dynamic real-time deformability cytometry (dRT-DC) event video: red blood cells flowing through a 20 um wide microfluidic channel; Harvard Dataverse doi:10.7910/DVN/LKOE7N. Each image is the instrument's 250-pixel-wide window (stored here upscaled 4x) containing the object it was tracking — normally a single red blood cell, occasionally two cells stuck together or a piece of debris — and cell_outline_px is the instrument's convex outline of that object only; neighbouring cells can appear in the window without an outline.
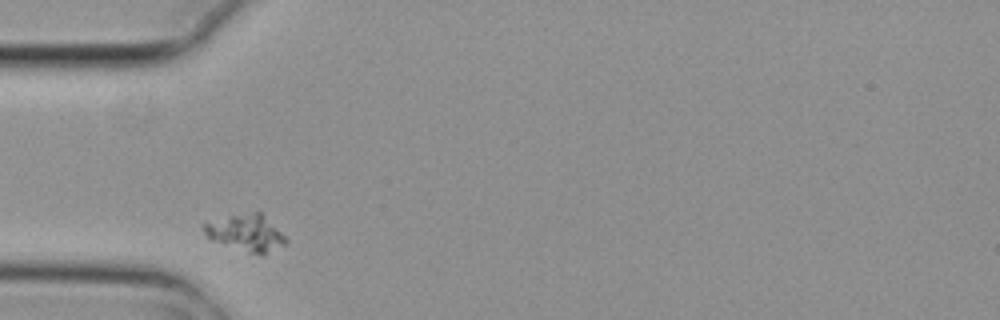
{"species": "common noctule bat (a hibernating species)", "species_latin": "Nyctalus noctula", "temperature_condition": "cold", "stored_images_in_passage": 2, "camera_frame_rate_fps": 3000, "um_per_image_px": 0.085, "animal": {"sex": "female", "body_mass_g": 29.2, "forearm_length_mm": 56.3}, "frame": {"image": 1, "passage_image": 1, "time_ms": 0.0, "image_size_px": [1000, 320], "cell_outline_px": [[288, 244], [264, 256], [248, 252], [212, 240], [204, 232], [204, 224], [232, 216], [256, 212], [260, 212], [288, 240]], "centroid_in_image_um": [20.99, 19.85], "position_along_channel_um": 64.0, "area_um2": 16.88}}
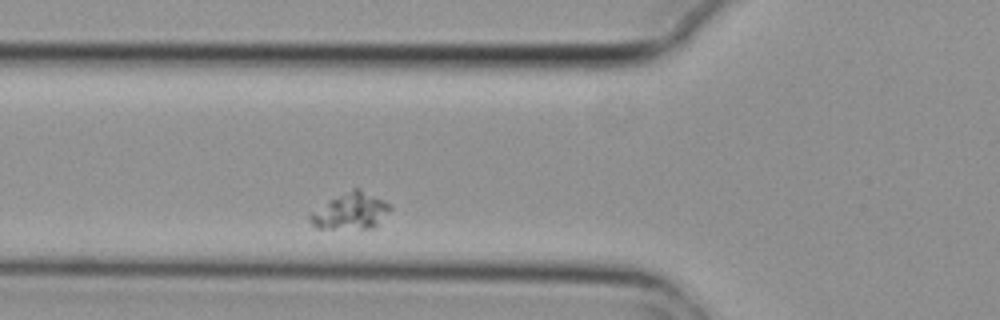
{"frame": {"image": 2, "passage_image": 2, "time_ms": 0.333, "image_size_px": [1000, 320], "cell_outline_px": [[392, 208], [376, 228], [316, 228], [308, 220], [308, 216], [312, 212], [328, 200], [352, 188], [360, 188], [392, 204]], "centroid_in_image_um": [29.84, 17.94], "position_along_channel_um": 96.0, "area_um2": 17.17}}